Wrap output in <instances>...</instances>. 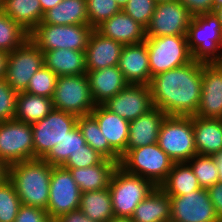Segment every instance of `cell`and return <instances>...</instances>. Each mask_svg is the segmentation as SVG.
I'll return each instance as SVG.
<instances>
[{"instance_id":"cell-53","label":"cell","mask_w":222,"mask_h":222,"mask_svg":"<svg viewBox=\"0 0 222 222\" xmlns=\"http://www.w3.org/2000/svg\"><path fill=\"white\" fill-rule=\"evenodd\" d=\"M121 9L127 4L128 0H115Z\"/></svg>"},{"instance_id":"cell-44","label":"cell","mask_w":222,"mask_h":222,"mask_svg":"<svg viewBox=\"0 0 222 222\" xmlns=\"http://www.w3.org/2000/svg\"><path fill=\"white\" fill-rule=\"evenodd\" d=\"M190 12L192 16L213 13V0H179Z\"/></svg>"},{"instance_id":"cell-12","label":"cell","mask_w":222,"mask_h":222,"mask_svg":"<svg viewBox=\"0 0 222 222\" xmlns=\"http://www.w3.org/2000/svg\"><path fill=\"white\" fill-rule=\"evenodd\" d=\"M44 65V53L30 38L9 53L4 79L17 93L25 92L31 77Z\"/></svg>"},{"instance_id":"cell-47","label":"cell","mask_w":222,"mask_h":222,"mask_svg":"<svg viewBox=\"0 0 222 222\" xmlns=\"http://www.w3.org/2000/svg\"><path fill=\"white\" fill-rule=\"evenodd\" d=\"M8 57V52L0 50V79H3L5 77L6 68L8 64Z\"/></svg>"},{"instance_id":"cell-11","label":"cell","mask_w":222,"mask_h":222,"mask_svg":"<svg viewBox=\"0 0 222 222\" xmlns=\"http://www.w3.org/2000/svg\"><path fill=\"white\" fill-rule=\"evenodd\" d=\"M34 159L32 126L16 119L0 122V160L8 166Z\"/></svg>"},{"instance_id":"cell-9","label":"cell","mask_w":222,"mask_h":222,"mask_svg":"<svg viewBox=\"0 0 222 222\" xmlns=\"http://www.w3.org/2000/svg\"><path fill=\"white\" fill-rule=\"evenodd\" d=\"M52 101L54 109L77 117L91 114L96 107L87 74L58 77Z\"/></svg>"},{"instance_id":"cell-27","label":"cell","mask_w":222,"mask_h":222,"mask_svg":"<svg viewBox=\"0 0 222 222\" xmlns=\"http://www.w3.org/2000/svg\"><path fill=\"white\" fill-rule=\"evenodd\" d=\"M44 65L58 77L86 74L85 51L56 49L44 52Z\"/></svg>"},{"instance_id":"cell-14","label":"cell","mask_w":222,"mask_h":222,"mask_svg":"<svg viewBox=\"0 0 222 222\" xmlns=\"http://www.w3.org/2000/svg\"><path fill=\"white\" fill-rule=\"evenodd\" d=\"M169 197L170 222H220L207 189L201 188L187 195Z\"/></svg>"},{"instance_id":"cell-8","label":"cell","mask_w":222,"mask_h":222,"mask_svg":"<svg viewBox=\"0 0 222 222\" xmlns=\"http://www.w3.org/2000/svg\"><path fill=\"white\" fill-rule=\"evenodd\" d=\"M93 30L89 25L80 24H38L29 38L43 53L56 49L85 51Z\"/></svg>"},{"instance_id":"cell-28","label":"cell","mask_w":222,"mask_h":222,"mask_svg":"<svg viewBox=\"0 0 222 222\" xmlns=\"http://www.w3.org/2000/svg\"><path fill=\"white\" fill-rule=\"evenodd\" d=\"M0 8L29 34L44 17L39 0H0Z\"/></svg>"},{"instance_id":"cell-43","label":"cell","mask_w":222,"mask_h":222,"mask_svg":"<svg viewBox=\"0 0 222 222\" xmlns=\"http://www.w3.org/2000/svg\"><path fill=\"white\" fill-rule=\"evenodd\" d=\"M14 222H53L45 209L21 204Z\"/></svg>"},{"instance_id":"cell-51","label":"cell","mask_w":222,"mask_h":222,"mask_svg":"<svg viewBox=\"0 0 222 222\" xmlns=\"http://www.w3.org/2000/svg\"><path fill=\"white\" fill-rule=\"evenodd\" d=\"M108 222H133L131 218L112 217Z\"/></svg>"},{"instance_id":"cell-10","label":"cell","mask_w":222,"mask_h":222,"mask_svg":"<svg viewBox=\"0 0 222 222\" xmlns=\"http://www.w3.org/2000/svg\"><path fill=\"white\" fill-rule=\"evenodd\" d=\"M76 115L53 109L46 117L32 126L34 159H43L68 132L77 126Z\"/></svg>"},{"instance_id":"cell-20","label":"cell","mask_w":222,"mask_h":222,"mask_svg":"<svg viewBox=\"0 0 222 222\" xmlns=\"http://www.w3.org/2000/svg\"><path fill=\"white\" fill-rule=\"evenodd\" d=\"M123 46L122 43L106 38L94 29L85 50L86 70H100L118 65Z\"/></svg>"},{"instance_id":"cell-5","label":"cell","mask_w":222,"mask_h":222,"mask_svg":"<svg viewBox=\"0 0 222 222\" xmlns=\"http://www.w3.org/2000/svg\"><path fill=\"white\" fill-rule=\"evenodd\" d=\"M174 162L158 143L127 151L118 164L126 172L150 180L156 187L168 177Z\"/></svg>"},{"instance_id":"cell-52","label":"cell","mask_w":222,"mask_h":222,"mask_svg":"<svg viewBox=\"0 0 222 222\" xmlns=\"http://www.w3.org/2000/svg\"><path fill=\"white\" fill-rule=\"evenodd\" d=\"M213 13L219 19V21L221 22V26H222V6L215 8L213 10Z\"/></svg>"},{"instance_id":"cell-32","label":"cell","mask_w":222,"mask_h":222,"mask_svg":"<svg viewBox=\"0 0 222 222\" xmlns=\"http://www.w3.org/2000/svg\"><path fill=\"white\" fill-rule=\"evenodd\" d=\"M77 126L81 130L86 144L105 159L120 163V155L109 145L108 140L100 130L97 120L91 114L79 116Z\"/></svg>"},{"instance_id":"cell-15","label":"cell","mask_w":222,"mask_h":222,"mask_svg":"<svg viewBox=\"0 0 222 222\" xmlns=\"http://www.w3.org/2000/svg\"><path fill=\"white\" fill-rule=\"evenodd\" d=\"M192 17L179 0L156 4L151 21L146 27V37L187 35Z\"/></svg>"},{"instance_id":"cell-36","label":"cell","mask_w":222,"mask_h":222,"mask_svg":"<svg viewBox=\"0 0 222 222\" xmlns=\"http://www.w3.org/2000/svg\"><path fill=\"white\" fill-rule=\"evenodd\" d=\"M187 163L190 165L201 188L208 189L219 182L220 175L214 156L196 154Z\"/></svg>"},{"instance_id":"cell-35","label":"cell","mask_w":222,"mask_h":222,"mask_svg":"<svg viewBox=\"0 0 222 222\" xmlns=\"http://www.w3.org/2000/svg\"><path fill=\"white\" fill-rule=\"evenodd\" d=\"M28 39L29 33L0 8V50L10 53L21 47Z\"/></svg>"},{"instance_id":"cell-34","label":"cell","mask_w":222,"mask_h":222,"mask_svg":"<svg viewBox=\"0 0 222 222\" xmlns=\"http://www.w3.org/2000/svg\"><path fill=\"white\" fill-rule=\"evenodd\" d=\"M86 144L81 130L76 126L73 130L49 151L43 158L49 165L63 166L68 158Z\"/></svg>"},{"instance_id":"cell-38","label":"cell","mask_w":222,"mask_h":222,"mask_svg":"<svg viewBox=\"0 0 222 222\" xmlns=\"http://www.w3.org/2000/svg\"><path fill=\"white\" fill-rule=\"evenodd\" d=\"M58 76L45 65H43L31 77L25 92L52 98L56 87Z\"/></svg>"},{"instance_id":"cell-17","label":"cell","mask_w":222,"mask_h":222,"mask_svg":"<svg viewBox=\"0 0 222 222\" xmlns=\"http://www.w3.org/2000/svg\"><path fill=\"white\" fill-rule=\"evenodd\" d=\"M195 115L222 119V63H203L202 92Z\"/></svg>"},{"instance_id":"cell-2","label":"cell","mask_w":222,"mask_h":222,"mask_svg":"<svg viewBox=\"0 0 222 222\" xmlns=\"http://www.w3.org/2000/svg\"><path fill=\"white\" fill-rule=\"evenodd\" d=\"M52 165L35 158L9 165L8 179L13 183L21 204L47 209Z\"/></svg>"},{"instance_id":"cell-30","label":"cell","mask_w":222,"mask_h":222,"mask_svg":"<svg viewBox=\"0 0 222 222\" xmlns=\"http://www.w3.org/2000/svg\"><path fill=\"white\" fill-rule=\"evenodd\" d=\"M159 187L168 196L187 195L201 189L196 176L187 162L174 163L167 179Z\"/></svg>"},{"instance_id":"cell-23","label":"cell","mask_w":222,"mask_h":222,"mask_svg":"<svg viewBox=\"0 0 222 222\" xmlns=\"http://www.w3.org/2000/svg\"><path fill=\"white\" fill-rule=\"evenodd\" d=\"M166 116L163 111L154 107L149 112L130 121L126 152L157 143L160 127Z\"/></svg>"},{"instance_id":"cell-45","label":"cell","mask_w":222,"mask_h":222,"mask_svg":"<svg viewBox=\"0 0 222 222\" xmlns=\"http://www.w3.org/2000/svg\"><path fill=\"white\" fill-rule=\"evenodd\" d=\"M210 200L215 207L218 219L222 222V183L217 182L207 189Z\"/></svg>"},{"instance_id":"cell-41","label":"cell","mask_w":222,"mask_h":222,"mask_svg":"<svg viewBox=\"0 0 222 222\" xmlns=\"http://www.w3.org/2000/svg\"><path fill=\"white\" fill-rule=\"evenodd\" d=\"M155 7L154 0H128L122 10L146 28L151 21Z\"/></svg>"},{"instance_id":"cell-50","label":"cell","mask_w":222,"mask_h":222,"mask_svg":"<svg viewBox=\"0 0 222 222\" xmlns=\"http://www.w3.org/2000/svg\"><path fill=\"white\" fill-rule=\"evenodd\" d=\"M214 158H215L217 165H218V171H219V175H220L219 182L222 183V152L214 155Z\"/></svg>"},{"instance_id":"cell-22","label":"cell","mask_w":222,"mask_h":222,"mask_svg":"<svg viewBox=\"0 0 222 222\" xmlns=\"http://www.w3.org/2000/svg\"><path fill=\"white\" fill-rule=\"evenodd\" d=\"M91 115L97 120L109 145L122 157L126 153L130 122L103 105H96Z\"/></svg>"},{"instance_id":"cell-55","label":"cell","mask_w":222,"mask_h":222,"mask_svg":"<svg viewBox=\"0 0 222 222\" xmlns=\"http://www.w3.org/2000/svg\"><path fill=\"white\" fill-rule=\"evenodd\" d=\"M156 4H159V3H165V2H173V1H176V0H154Z\"/></svg>"},{"instance_id":"cell-4","label":"cell","mask_w":222,"mask_h":222,"mask_svg":"<svg viewBox=\"0 0 222 222\" xmlns=\"http://www.w3.org/2000/svg\"><path fill=\"white\" fill-rule=\"evenodd\" d=\"M155 187L150 180L128 173L118 165L108 187L114 217L131 218L135 208Z\"/></svg>"},{"instance_id":"cell-3","label":"cell","mask_w":222,"mask_h":222,"mask_svg":"<svg viewBox=\"0 0 222 222\" xmlns=\"http://www.w3.org/2000/svg\"><path fill=\"white\" fill-rule=\"evenodd\" d=\"M187 42L195 61L222 63V26L214 13L193 16Z\"/></svg>"},{"instance_id":"cell-37","label":"cell","mask_w":222,"mask_h":222,"mask_svg":"<svg viewBox=\"0 0 222 222\" xmlns=\"http://www.w3.org/2000/svg\"><path fill=\"white\" fill-rule=\"evenodd\" d=\"M20 206L13 183L6 179L0 184V222H14Z\"/></svg>"},{"instance_id":"cell-19","label":"cell","mask_w":222,"mask_h":222,"mask_svg":"<svg viewBox=\"0 0 222 222\" xmlns=\"http://www.w3.org/2000/svg\"><path fill=\"white\" fill-rule=\"evenodd\" d=\"M95 30L123 45L138 44L146 40V28L123 10L103 21Z\"/></svg>"},{"instance_id":"cell-1","label":"cell","mask_w":222,"mask_h":222,"mask_svg":"<svg viewBox=\"0 0 222 222\" xmlns=\"http://www.w3.org/2000/svg\"><path fill=\"white\" fill-rule=\"evenodd\" d=\"M202 62H192L152 77L150 83L154 107L167 116H193L202 92Z\"/></svg>"},{"instance_id":"cell-54","label":"cell","mask_w":222,"mask_h":222,"mask_svg":"<svg viewBox=\"0 0 222 222\" xmlns=\"http://www.w3.org/2000/svg\"><path fill=\"white\" fill-rule=\"evenodd\" d=\"M213 2H214V9L222 6V0H213Z\"/></svg>"},{"instance_id":"cell-21","label":"cell","mask_w":222,"mask_h":222,"mask_svg":"<svg viewBox=\"0 0 222 222\" xmlns=\"http://www.w3.org/2000/svg\"><path fill=\"white\" fill-rule=\"evenodd\" d=\"M89 86L93 101L96 105H102L114 97L129 83L117 65L100 70L87 71Z\"/></svg>"},{"instance_id":"cell-18","label":"cell","mask_w":222,"mask_h":222,"mask_svg":"<svg viewBox=\"0 0 222 222\" xmlns=\"http://www.w3.org/2000/svg\"><path fill=\"white\" fill-rule=\"evenodd\" d=\"M117 66L128 83L150 85L151 70L146 42L124 45Z\"/></svg>"},{"instance_id":"cell-29","label":"cell","mask_w":222,"mask_h":222,"mask_svg":"<svg viewBox=\"0 0 222 222\" xmlns=\"http://www.w3.org/2000/svg\"><path fill=\"white\" fill-rule=\"evenodd\" d=\"M40 24L89 25L86 0H63L44 13Z\"/></svg>"},{"instance_id":"cell-24","label":"cell","mask_w":222,"mask_h":222,"mask_svg":"<svg viewBox=\"0 0 222 222\" xmlns=\"http://www.w3.org/2000/svg\"><path fill=\"white\" fill-rule=\"evenodd\" d=\"M193 129L197 154L214 156L222 152V119L193 115Z\"/></svg>"},{"instance_id":"cell-13","label":"cell","mask_w":222,"mask_h":222,"mask_svg":"<svg viewBox=\"0 0 222 222\" xmlns=\"http://www.w3.org/2000/svg\"><path fill=\"white\" fill-rule=\"evenodd\" d=\"M49 190L46 212L52 221L80 207V188L70 171L62 166H52Z\"/></svg>"},{"instance_id":"cell-40","label":"cell","mask_w":222,"mask_h":222,"mask_svg":"<svg viewBox=\"0 0 222 222\" xmlns=\"http://www.w3.org/2000/svg\"><path fill=\"white\" fill-rule=\"evenodd\" d=\"M18 96L4 78L0 79V122L15 119Z\"/></svg>"},{"instance_id":"cell-33","label":"cell","mask_w":222,"mask_h":222,"mask_svg":"<svg viewBox=\"0 0 222 222\" xmlns=\"http://www.w3.org/2000/svg\"><path fill=\"white\" fill-rule=\"evenodd\" d=\"M53 109L52 98L20 92L15 119L33 124L46 117Z\"/></svg>"},{"instance_id":"cell-49","label":"cell","mask_w":222,"mask_h":222,"mask_svg":"<svg viewBox=\"0 0 222 222\" xmlns=\"http://www.w3.org/2000/svg\"><path fill=\"white\" fill-rule=\"evenodd\" d=\"M8 168L9 166L5 162L0 160V184L8 179Z\"/></svg>"},{"instance_id":"cell-6","label":"cell","mask_w":222,"mask_h":222,"mask_svg":"<svg viewBox=\"0 0 222 222\" xmlns=\"http://www.w3.org/2000/svg\"><path fill=\"white\" fill-rule=\"evenodd\" d=\"M157 143L174 163L189 161L197 154L193 116H166Z\"/></svg>"},{"instance_id":"cell-48","label":"cell","mask_w":222,"mask_h":222,"mask_svg":"<svg viewBox=\"0 0 222 222\" xmlns=\"http://www.w3.org/2000/svg\"><path fill=\"white\" fill-rule=\"evenodd\" d=\"M62 1L63 0H39L43 13H45L51 8H54L56 5H58Z\"/></svg>"},{"instance_id":"cell-7","label":"cell","mask_w":222,"mask_h":222,"mask_svg":"<svg viewBox=\"0 0 222 222\" xmlns=\"http://www.w3.org/2000/svg\"><path fill=\"white\" fill-rule=\"evenodd\" d=\"M149 67L152 77L171 69L184 66L193 61L187 35H168L146 37Z\"/></svg>"},{"instance_id":"cell-46","label":"cell","mask_w":222,"mask_h":222,"mask_svg":"<svg viewBox=\"0 0 222 222\" xmlns=\"http://www.w3.org/2000/svg\"><path fill=\"white\" fill-rule=\"evenodd\" d=\"M53 222H95L88 218L83 212L78 208L65 213L55 219Z\"/></svg>"},{"instance_id":"cell-39","label":"cell","mask_w":222,"mask_h":222,"mask_svg":"<svg viewBox=\"0 0 222 222\" xmlns=\"http://www.w3.org/2000/svg\"><path fill=\"white\" fill-rule=\"evenodd\" d=\"M89 26L95 29L122 9L115 0H86Z\"/></svg>"},{"instance_id":"cell-31","label":"cell","mask_w":222,"mask_h":222,"mask_svg":"<svg viewBox=\"0 0 222 222\" xmlns=\"http://www.w3.org/2000/svg\"><path fill=\"white\" fill-rule=\"evenodd\" d=\"M79 209L95 222H108L113 214L109 188L81 193Z\"/></svg>"},{"instance_id":"cell-26","label":"cell","mask_w":222,"mask_h":222,"mask_svg":"<svg viewBox=\"0 0 222 222\" xmlns=\"http://www.w3.org/2000/svg\"><path fill=\"white\" fill-rule=\"evenodd\" d=\"M117 166V162L104 159L97 165L67 170L70 171L81 193H84L108 188L112 174Z\"/></svg>"},{"instance_id":"cell-25","label":"cell","mask_w":222,"mask_h":222,"mask_svg":"<svg viewBox=\"0 0 222 222\" xmlns=\"http://www.w3.org/2000/svg\"><path fill=\"white\" fill-rule=\"evenodd\" d=\"M170 197L158 186L139 203L131 217L133 222H170Z\"/></svg>"},{"instance_id":"cell-16","label":"cell","mask_w":222,"mask_h":222,"mask_svg":"<svg viewBox=\"0 0 222 222\" xmlns=\"http://www.w3.org/2000/svg\"><path fill=\"white\" fill-rule=\"evenodd\" d=\"M102 105L129 122L154 108L150 85L131 83Z\"/></svg>"},{"instance_id":"cell-42","label":"cell","mask_w":222,"mask_h":222,"mask_svg":"<svg viewBox=\"0 0 222 222\" xmlns=\"http://www.w3.org/2000/svg\"><path fill=\"white\" fill-rule=\"evenodd\" d=\"M105 158L88 144L81 146L62 166L65 169L86 168L101 163Z\"/></svg>"}]
</instances>
